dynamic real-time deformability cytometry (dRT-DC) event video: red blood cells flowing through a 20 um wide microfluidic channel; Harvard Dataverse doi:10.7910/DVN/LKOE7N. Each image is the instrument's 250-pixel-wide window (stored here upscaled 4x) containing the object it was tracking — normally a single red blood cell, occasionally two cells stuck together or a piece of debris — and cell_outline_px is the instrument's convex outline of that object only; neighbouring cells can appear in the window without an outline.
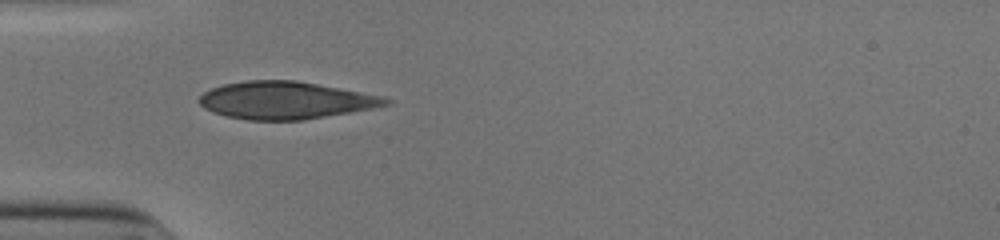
{"species": "human", "species_latin": "Homo sapiens", "temperature_condition": "cold", "stored_images_in_passage": 34, "camera_frame_rate_fps": 3000, "um_per_image_px": 0.085, "donor": {"sex": "male"}, "frame": {"image": 1, "passage_image": 1, "time_ms": 0.0, "image_size_px": [1000, 240], "cell_outline_px": [[392, 104], [372, 108], [304, 120], [248, 120], [224, 116], [212, 112], [204, 108], [200, 104], [200, 96], [204, 92], [212, 88], [224, 84], [248, 80], [296, 80], [380, 96], [392, 100]], "centroid_in_image_um": [24.23, 8.53], "position_along_channel_um": 60.8, "area_um2": 40.4}}
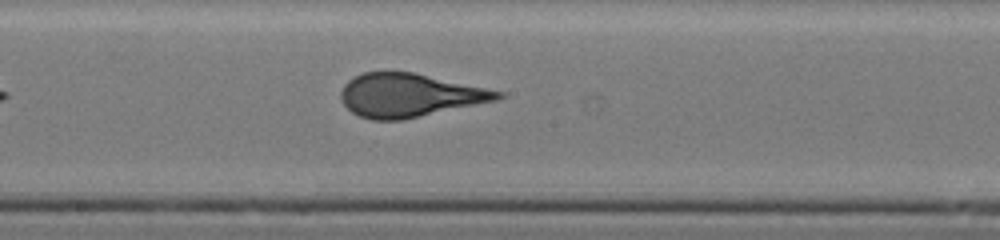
{"frame": {"image": 2, "passage_image": 13, "time_ms": 4.0, "image_size_px": [1000, 240], "cell_outline_px": [[504, 96], [500, 100], [400, 120], [372, 120], [360, 116], [352, 112], [344, 104], [340, 96], [340, 92], [344, 84], [348, 80], [364, 72], [412, 72], [504, 92]], "centroid_in_image_um": [34.81, 8.1], "position_along_channel_um": 213.4, "area_um2": 39.36}}
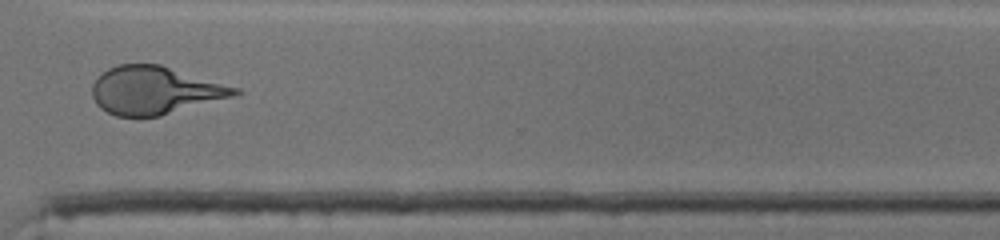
{"frame": {"image": 3, "passage_image": 24, "time_ms": 7.667, "image_size_px": [1000, 240], "cell_outline_px": [[244, 92], [232, 96], [160, 116], [116, 116], [100, 108], [96, 104], [92, 96], [92, 84], [108, 68], [116, 64], [160, 64], [240, 88]], "centroid_in_image_um": [13.15, 7.67], "position_along_channel_um": 357.4, "area_um2": 39.59}, "authors_computed_cell_mechanics": {"area_um2": 40.3733, "velocity_mm_per_s": 3.9136, "shape_relaxation_time_tau1_ms": 4.6005, "shape_relaxation_time_tau2_ms": null, "deformation_change_tau1": 0.1767, "deformation_change_tau2": null}}